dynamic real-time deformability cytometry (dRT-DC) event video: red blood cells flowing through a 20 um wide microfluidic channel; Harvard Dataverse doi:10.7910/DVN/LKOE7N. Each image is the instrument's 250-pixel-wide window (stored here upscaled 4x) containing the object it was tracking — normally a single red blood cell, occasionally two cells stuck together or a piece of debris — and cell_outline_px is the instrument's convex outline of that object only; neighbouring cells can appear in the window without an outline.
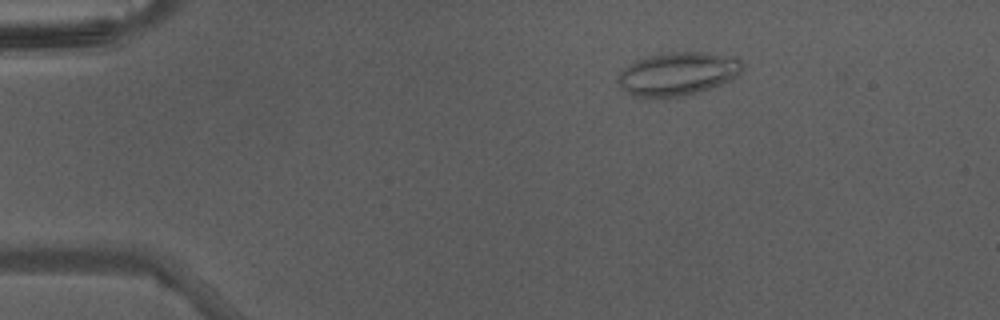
{"species": "Egyptian fruit bat (a non-hibernating species)", "species_latin": "Rousettus aegyptiacus", "temperature_condition": "warm", "stored_images_in_passage": 33, "camera_frame_rate_fps": 3000, "um_per_image_px": 0.085, "animal": {"sex": "male"}, "frame": {"image": 1, "passage_image": 1, "time_ms": 0.0, "image_size_px": [1000, 320], "cell_outline_px": [[744, 68], [732, 80], [684, 96], [668, 100], [632, 96], [620, 88], [616, 80], [616, 76], [632, 60], [664, 52], [708, 52], [736, 56], [744, 64]], "centroid_in_image_um": [57.56, 6.28], "position_along_channel_um": 27.4, "area_um2": 32.43}}
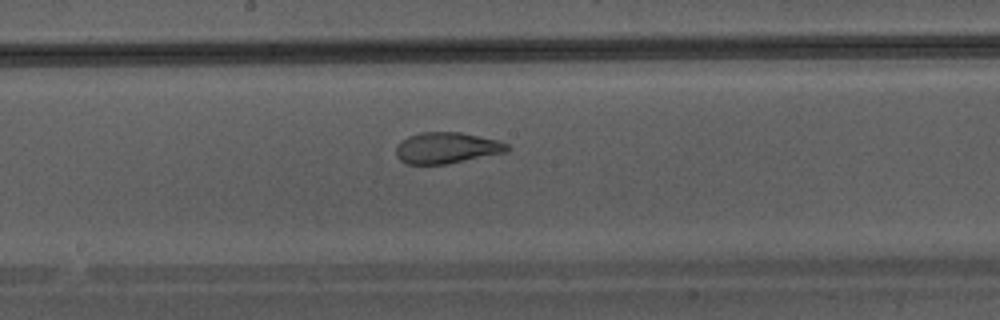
{"frame": {"image": 2, "passage_image": 18, "time_ms": 5.667, "image_size_px": [1000, 320], "cell_outline_px": [[512, 148], [508, 152], [448, 164], [404, 164], [396, 156], [396, 144], [400, 140], [408, 136], [420, 132], [460, 132], [480, 136], [496, 140], [508, 144]], "centroid_in_image_um": [37.96, 12.57], "position_along_channel_um": 210.2, "area_um2": 20.52}}
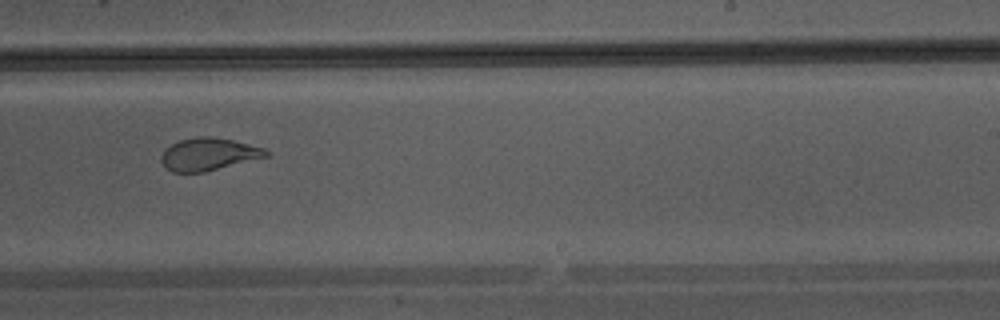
{"frame": {"image": 3, "passage_image": 22, "time_ms": 7.0, "image_size_px": [1000, 320], "cell_outline_px": [[272, 152], [268, 156], [204, 172], [172, 172], [160, 160], [160, 156], [164, 148], [180, 140], [200, 136], [212, 136], [232, 140], [264, 148]], "centroid_in_image_um": [17.72, 13.1], "position_along_channel_um": 271.3, "area_um2": 19.77}}